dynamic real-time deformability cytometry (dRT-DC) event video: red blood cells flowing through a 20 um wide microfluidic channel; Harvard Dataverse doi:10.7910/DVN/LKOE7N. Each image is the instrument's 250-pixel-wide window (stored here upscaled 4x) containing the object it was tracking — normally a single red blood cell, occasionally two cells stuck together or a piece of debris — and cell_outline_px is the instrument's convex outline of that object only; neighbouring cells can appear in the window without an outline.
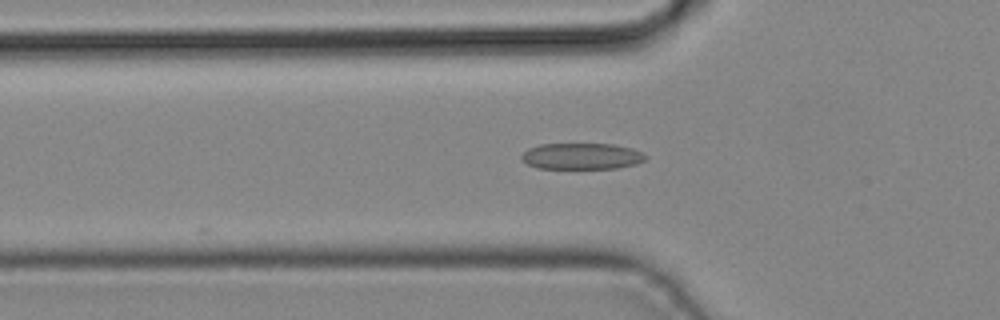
{"species": "common noctule bat (a hibernating species)", "species_latin": "Nyctalus noctula", "temperature_condition": "cold", "stored_images_in_passage": 5, "camera_frame_rate_fps": 3000, "um_per_image_px": 0.085, "animal": {"sex": "male", "body_mass_g": 19.2, "forearm_length_mm": 51.8}, "frame": {"image": 1, "passage_image": 5, "time_ms": 1.333, "image_size_px": [1000, 320], "cell_outline_px": [[648, 156], [644, 160], [636, 164], [616, 168], [536, 168], [528, 164], [520, 156], [528, 148], [540, 144], [612, 144], [632, 148]], "centroid_in_image_um": [49.44, 13.27], "position_along_channel_um": 76.4, "area_um2": 18.84}}